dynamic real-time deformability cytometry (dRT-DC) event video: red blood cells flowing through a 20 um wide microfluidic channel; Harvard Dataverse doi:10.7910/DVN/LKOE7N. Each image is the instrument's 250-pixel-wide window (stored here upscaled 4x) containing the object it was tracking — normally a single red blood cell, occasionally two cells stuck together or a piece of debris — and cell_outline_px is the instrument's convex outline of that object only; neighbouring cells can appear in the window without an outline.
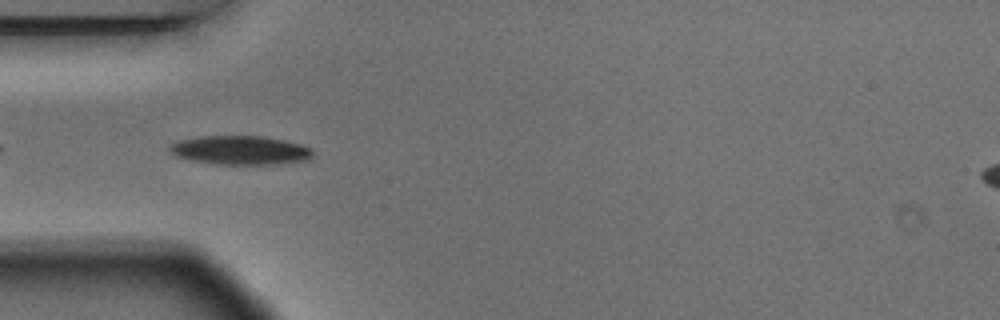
{"species": "Egyptian fruit bat (a non-hibernating species)", "species_latin": "Rousettus aegyptiacus", "temperature_condition": "warm", "stored_images_in_passage": 5, "camera_frame_rate_fps": 3000, "um_per_image_px": 0.085, "animal": {"sex": "male"}, "frame": {"image": 1, "passage_image": 4, "time_ms": 1.0, "image_size_px": [1000, 320], "cell_outline_px": [[312, 156], [308, 160], [276, 164], [216, 164], [192, 160], [176, 156], [168, 152], [168, 144], [176, 140], [200, 136], [260, 136], [300, 144], [308, 148], [312, 152]], "centroid_in_image_um": [20.32, 12.77], "position_along_channel_um": 64.7, "area_um2": 24.04}}
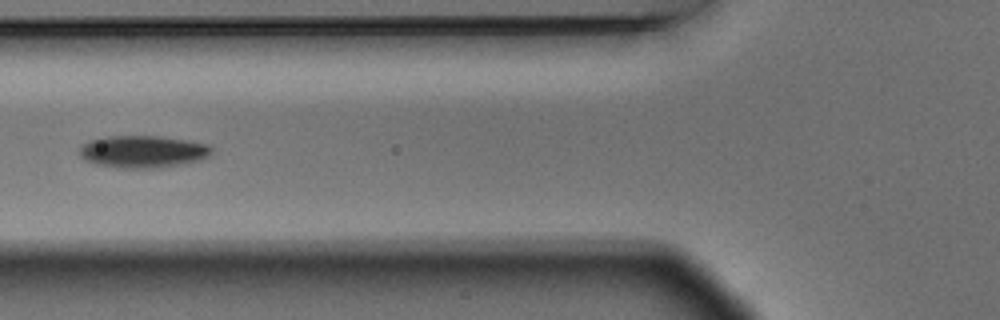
{"frame": {"image": 2, "passage_image": 5, "time_ms": 1.333, "image_size_px": [1000, 320], "cell_outline_px": [[212, 152], [208, 156], [200, 160], [164, 168], [120, 168], [96, 164], [84, 160], [80, 156], [80, 148], [84, 144], [92, 140], [108, 136], [160, 136], [208, 144], [212, 148]], "centroid_in_image_um": [12.16, 12.9], "position_along_channel_um": 113.6, "area_um2": 24.8}}